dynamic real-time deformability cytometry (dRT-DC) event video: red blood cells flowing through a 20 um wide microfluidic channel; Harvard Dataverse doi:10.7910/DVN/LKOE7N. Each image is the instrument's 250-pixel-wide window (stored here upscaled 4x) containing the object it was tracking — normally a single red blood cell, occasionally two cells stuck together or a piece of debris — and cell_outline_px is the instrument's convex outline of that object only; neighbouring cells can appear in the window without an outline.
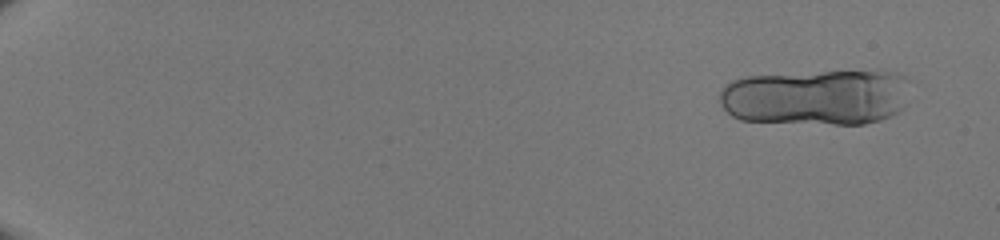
{"species": "human", "species_latin": "Homo sapiens", "temperature_condition": "room temperature", "stored_images_in_passage": 24, "segment_of_instrument_passage": [1, 2], "camera_frame_rate_fps": 3000, "um_per_image_px": 0.085, "donor": {"sex": "male"}, "frame": {"image": 1, "passage_image": 4, "time_ms": 1.0, "image_size_px": [1000, 240], "cell_outline_px": [[908, 80], [904, 108], [892, 116], [880, 120], [864, 124], [836, 124], [740, 120], [732, 116], [720, 104], [720, 92], [724, 84], [732, 80], [748, 76], [824, 72], [896, 72], [908, 76]], "centroid_in_image_um": [69.39, 8.27], "position_along_channel_um": 15.6, "area_um2": 62.02}}